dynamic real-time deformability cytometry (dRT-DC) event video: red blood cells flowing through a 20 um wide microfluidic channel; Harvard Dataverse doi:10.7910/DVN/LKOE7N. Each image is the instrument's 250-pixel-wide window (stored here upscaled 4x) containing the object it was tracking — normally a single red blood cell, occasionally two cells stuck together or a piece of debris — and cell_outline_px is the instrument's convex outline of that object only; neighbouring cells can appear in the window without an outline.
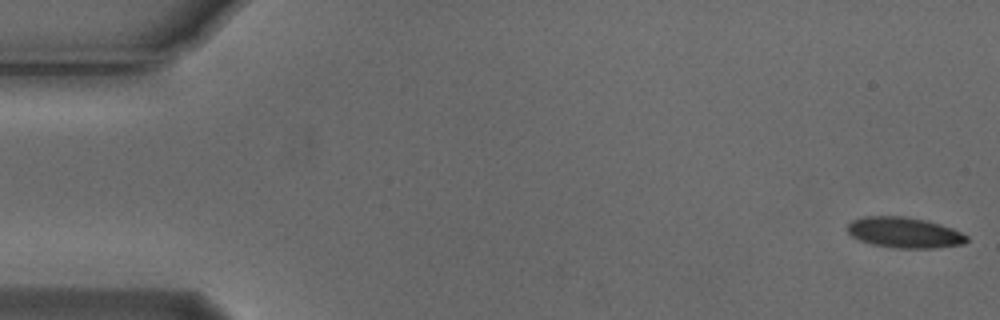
{"species": "Egyptian fruit bat (a non-hibernating species)", "species_latin": "Rousettus aegyptiacus", "temperature_condition": "cold", "stored_images_in_passage": 47, "camera_frame_rate_fps": 3000, "um_per_image_px": 0.085, "animal": {"sex": "male"}, "frame": {"image": 1, "passage_image": 1, "time_ms": 0.0, "image_size_px": [1000, 320], "cell_outline_px": [[968, 240], [964, 244], [932, 248], [896, 248], [872, 244], [860, 240], [852, 236], [848, 232], [848, 224], [852, 220], [864, 216], [904, 216], [924, 220], [940, 224], [952, 228], [968, 236]], "centroid_in_image_um": [76.87, 19.76], "position_along_channel_um": 8.1, "area_um2": 21.21}}
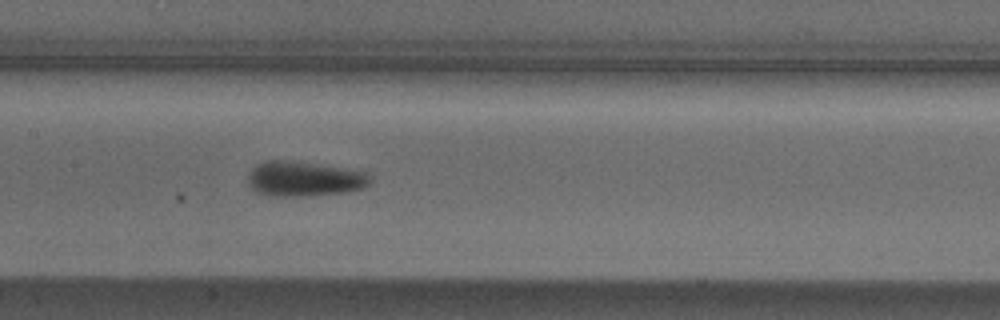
{"frame": {"image": 2, "passage_image": 26, "time_ms": 8.333, "image_size_px": [1000, 320], "cell_outline_px": [[372, 180], [364, 188], [344, 192], [308, 196], [264, 196], [256, 192], [248, 184], [248, 172], [256, 164], [264, 160], [284, 160], [344, 168], [368, 172]], "centroid_in_image_um": [25.81, 15.21], "position_along_channel_um": 181.6, "area_um2": 25.09}}
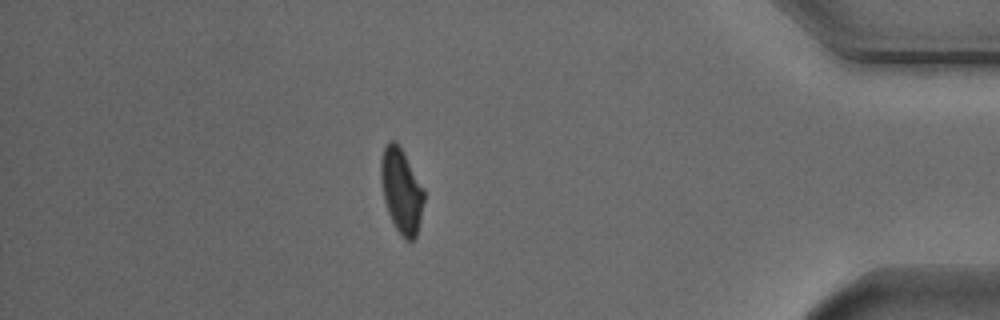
{"frame": {"image": 3, "passage_image": 47, "time_ms": 15.333, "image_size_px": [1000, 320], "cell_outline_px": [[424, 200], [416, 236], [412, 240], [408, 240], [400, 236], [388, 212], [384, 200], [380, 176], [380, 160], [384, 148], [388, 140], [396, 140], [424, 188]], "centroid_in_image_um": [34.1, 16.19], "position_along_channel_um": 401.1, "area_um2": 21.1}, "authors_computed_cell_mechanics": {"area_um2": 22.6576, "velocity_mm_per_s": 3.7551, "shape_relaxation_time_tau1_ms": 3.0799, "shape_relaxation_time_tau2_ms": 5.1261, "deformation_change_tau1": 0.1138, "deformation_change_tau2": 0.098}}